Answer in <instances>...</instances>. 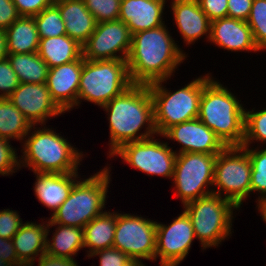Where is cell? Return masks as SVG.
<instances>
[{"instance_id":"cell-1","label":"cell","mask_w":266,"mask_h":266,"mask_svg":"<svg viewBox=\"0 0 266 266\" xmlns=\"http://www.w3.org/2000/svg\"><path fill=\"white\" fill-rule=\"evenodd\" d=\"M172 37L167 24L132 34L126 61L133 84L149 85L170 79L179 70L189 56Z\"/></svg>"},{"instance_id":"cell-2","label":"cell","mask_w":266,"mask_h":266,"mask_svg":"<svg viewBox=\"0 0 266 266\" xmlns=\"http://www.w3.org/2000/svg\"><path fill=\"white\" fill-rule=\"evenodd\" d=\"M101 108L106 112L109 123L107 158L126 143L158 135L148 85L133 84Z\"/></svg>"},{"instance_id":"cell-3","label":"cell","mask_w":266,"mask_h":266,"mask_svg":"<svg viewBox=\"0 0 266 266\" xmlns=\"http://www.w3.org/2000/svg\"><path fill=\"white\" fill-rule=\"evenodd\" d=\"M53 129L47 125L31 127L21 143L20 170L22 167L33 173H74L81 170L79 167L87 154Z\"/></svg>"},{"instance_id":"cell-4","label":"cell","mask_w":266,"mask_h":266,"mask_svg":"<svg viewBox=\"0 0 266 266\" xmlns=\"http://www.w3.org/2000/svg\"><path fill=\"white\" fill-rule=\"evenodd\" d=\"M227 85L221 84L212 73L203 75L200 98V119L226 146H242L244 139L245 106Z\"/></svg>"},{"instance_id":"cell-5","label":"cell","mask_w":266,"mask_h":266,"mask_svg":"<svg viewBox=\"0 0 266 266\" xmlns=\"http://www.w3.org/2000/svg\"><path fill=\"white\" fill-rule=\"evenodd\" d=\"M107 165L89 175L90 177L80 178L68 198L49 219L60 225L84 228L91 220L104 213L113 167L111 164Z\"/></svg>"},{"instance_id":"cell-6","label":"cell","mask_w":266,"mask_h":266,"mask_svg":"<svg viewBox=\"0 0 266 266\" xmlns=\"http://www.w3.org/2000/svg\"><path fill=\"white\" fill-rule=\"evenodd\" d=\"M168 80L171 78L148 85L153 100L154 125L160 138L168 128L198 117L203 92V75L175 91L164 86Z\"/></svg>"},{"instance_id":"cell-7","label":"cell","mask_w":266,"mask_h":266,"mask_svg":"<svg viewBox=\"0 0 266 266\" xmlns=\"http://www.w3.org/2000/svg\"><path fill=\"white\" fill-rule=\"evenodd\" d=\"M182 207L192 221L196 239L203 251L206 248L220 247L225 240L231 238L233 220L237 214L235 212H240L233 202L213 193Z\"/></svg>"},{"instance_id":"cell-8","label":"cell","mask_w":266,"mask_h":266,"mask_svg":"<svg viewBox=\"0 0 266 266\" xmlns=\"http://www.w3.org/2000/svg\"><path fill=\"white\" fill-rule=\"evenodd\" d=\"M132 85L126 60L84 59L79 81L77 109L81 106L82 100L101 108Z\"/></svg>"},{"instance_id":"cell-9","label":"cell","mask_w":266,"mask_h":266,"mask_svg":"<svg viewBox=\"0 0 266 266\" xmlns=\"http://www.w3.org/2000/svg\"><path fill=\"white\" fill-rule=\"evenodd\" d=\"M251 171L249 155L242 146L225 147L215 161L212 193L242 208L251 194Z\"/></svg>"},{"instance_id":"cell-10","label":"cell","mask_w":266,"mask_h":266,"mask_svg":"<svg viewBox=\"0 0 266 266\" xmlns=\"http://www.w3.org/2000/svg\"><path fill=\"white\" fill-rule=\"evenodd\" d=\"M217 154L180 153L176 155L172 178L174 197L182 205L212 194Z\"/></svg>"},{"instance_id":"cell-11","label":"cell","mask_w":266,"mask_h":266,"mask_svg":"<svg viewBox=\"0 0 266 266\" xmlns=\"http://www.w3.org/2000/svg\"><path fill=\"white\" fill-rule=\"evenodd\" d=\"M156 136L122 145L110 160L120 157L123 163L151 178L159 176L172 181L177 154L168 141H161Z\"/></svg>"},{"instance_id":"cell-12","label":"cell","mask_w":266,"mask_h":266,"mask_svg":"<svg viewBox=\"0 0 266 266\" xmlns=\"http://www.w3.org/2000/svg\"><path fill=\"white\" fill-rule=\"evenodd\" d=\"M156 222L137 213L118 210L113 247L130 259L155 262Z\"/></svg>"},{"instance_id":"cell-13","label":"cell","mask_w":266,"mask_h":266,"mask_svg":"<svg viewBox=\"0 0 266 266\" xmlns=\"http://www.w3.org/2000/svg\"><path fill=\"white\" fill-rule=\"evenodd\" d=\"M195 239L192 221L185 210L169 224L156 222L155 262L159 259L160 266H178Z\"/></svg>"},{"instance_id":"cell-14","label":"cell","mask_w":266,"mask_h":266,"mask_svg":"<svg viewBox=\"0 0 266 266\" xmlns=\"http://www.w3.org/2000/svg\"><path fill=\"white\" fill-rule=\"evenodd\" d=\"M132 34L120 20L97 23L94 32L82 46L83 58L95 60H127Z\"/></svg>"},{"instance_id":"cell-15","label":"cell","mask_w":266,"mask_h":266,"mask_svg":"<svg viewBox=\"0 0 266 266\" xmlns=\"http://www.w3.org/2000/svg\"><path fill=\"white\" fill-rule=\"evenodd\" d=\"M8 99L35 126L46 125L48 119L64 115L52 100L46 83H19Z\"/></svg>"},{"instance_id":"cell-16","label":"cell","mask_w":266,"mask_h":266,"mask_svg":"<svg viewBox=\"0 0 266 266\" xmlns=\"http://www.w3.org/2000/svg\"><path fill=\"white\" fill-rule=\"evenodd\" d=\"M165 140L177 142L174 150L180 153L219 154L226 146L200 119L196 118L168 128L162 135Z\"/></svg>"},{"instance_id":"cell-17","label":"cell","mask_w":266,"mask_h":266,"mask_svg":"<svg viewBox=\"0 0 266 266\" xmlns=\"http://www.w3.org/2000/svg\"><path fill=\"white\" fill-rule=\"evenodd\" d=\"M83 61L82 56L78 60L49 68L46 86L52 100L64 113L77 109Z\"/></svg>"},{"instance_id":"cell-18","label":"cell","mask_w":266,"mask_h":266,"mask_svg":"<svg viewBox=\"0 0 266 266\" xmlns=\"http://www.w3.org/2000/svg\"><path fill=\"white\" fill-rule=\"evenodd\" d=\"M169 7H171L173 24L177 26L180 38L184 41L183 45L192 46L200 38L204 39L203 36H206L207 42L209 41L211 21L202 11L197 0H171Z\"/></svg>"},{"instance_id":"cell-19","label":"cell","mask_w":266,"mask_h":266,"mask_svg":"<svg viewBox=\"0 0 266 266\" xmlns=\"http://www.w3.org/2000/svg\"><path fill=\"white\" fill-rule=\"evenodd\" d=\"M209 42L229 52H260L247 21L229 17L211 21Z\"/></svg>"},{"instance_id":"cell-20","label":"cell","mask_w":266,"mask_h":266,"mask_svg":"<svg viewBox=\"0 0 266 266\" xmlns=\"http://www.w3.org/2000/svg\"><path fill=\"white\" fill-rule=\"evenodd\" d=\"M168 0H121L119 20L131 34L158 28L165 24V5Z\"/></svg>"},{"instance_id":"cell-21","label":"cell","mask_w":266,"mask_h":266,"mask_svg":"<svg viewBox=\"0 0 266 266\" xmlns=\"http://www.w3.org/2000/svg\"><path fill=\"white\" fill-rule=\"evenodd\" d=\"M34 194L39 203L52 213L68 198L74 184L81 178L79 172L74 173H34Z\"/></svg>"},{"instance_id":"cell-22","label":"cell","mask_w":266,"mask_h":266,"mask_svg":"<svg viewBox=\"0 0 266 266\" xmlns=\"http://www.w3.org/2000/svg\"><path fill=\"white\" fill-rule=\"evenodd\" d=\"M65 24L66 35L84 45L94 32L97 22L84 0L53 1Z\"/></svg>"},{"instance_id":"cell-23","label":"cell","mask_w":266,"mask_h":266,"mask_svg":"<svg viewBox=\"0 0 266 266\" xmlns=\"http://www.w3.org/2000/svg\"><path fill=\"white\" fill-rule=\"evenodd\" d=\"M45 220V221H43ZM47 217L41 223L26 221L21 224L12 240L18 258L27 266L46 253Z\"/></svg>"},{"instance_id":"cell-24","label":"cell","mask_w":266,"mask_h":266,"mask_svg":"<svg viewBox=\"0 0 266 266\" xmlns=\"http://www.w3.org/2000/svg\"><path fill=\"white\" fill-rule=\"evenodd\" d=\"M52 227H55L53 231L51 230ZM50 230L52 232L51 239L48 237L51 235L49 234L51 233ZM81 249L84 250L83 228L64 226L47 219L46 253L74 259Z\"/></svg>"},{"instance_id":"cell-25","label":"cell","mask_w":266,"mask_h":266,"mask_svg":"<svg viewBox=\"0 0 266 266\" xmlns=\"http://www.w3.org/2000/svg\"><path fill=\"white\" fill-rule=\"evenodd\" d=\"M117 219V210H106L101 215L91 220L84 228L85 257H88L99 250L113 247ZM88 249V250H87Z\"/></svg>"},{"instance_id":"cell-26","label":"cell","mask_w":266,"mask_h":266,"mask_svg":"<svg viewBox=\"0 0 266 266\" xmlns=\"http://www.w3.org/2000/svg\"><path fill=\"white\" fill-rule=\"evenodd\" d=\"M38 55L49 68H54L78 60L83 56V48L68 35L40 38Z\"/></svg>"},{"instance_id":"cell-27","label":"cell","mask_w":266,"mask_h":266,"mask_svg":"<svg viewBox=\"0 0 266 266\" xmlns=\"http://www.w3.org/2000/svg\"><path fill=\"white\" fill-rule=\"evenodd\" d=\"M5 32L7 53L38 52L40 38L33 17L20 16Z\"/></svg>"},{"instance_id":"cell-28","label":"cell","mask_w":266,"mask_h":266,"mask_svg":"<svg viewBox=\"0 0 266 266\" xmlns=\"http://www.w3.org/2000/svg\"><path fill=\"white\" fill-rule=\"evenodd\" d=\"M7 58L20 83H46L49 66L37 52L27 54L8 53Z\"/></svg>"},{"instance_id":"cell-29","label":"cell","mask_w":266,"mask_h":266,"mask_svg":"<svg viewBox=\"0 0 266 266\" xmlns=\"http://www.w3.org/2000/svg\"><path fill=\"white\" fill-rule=\"evenodd\" d=\"M33 125L8 98H0V138L23 142Z\"/></svg>"},{"instance_id":"cell-30","label":"cell","mask_w":266,"mask_h":266,"mask_svg":"<svg viewBox=\"0 0 266 266\" xmlns=\"http://www.w3.org/2000/svg\"><path fill=\"white\" fill-rule=\"evenodd\" d=\"M248 153L251 164V195L257 192L255 202L266 199V147L242 146Z\"/></svg>"},{"instance_id":"cell-31","label":"cell","mask_w":266,"mask_h":266,"mask_svg":"<svg viewBox=\"0 0 266 266\" xmlns=\"http://www.w3.org/2000/svg\"><path fill=\"white\" fill-rule=\"evenodd\" d=\"M245 108L244 139L242 146L265 147L266 143V108L255 110ZM262 145H261V144Z\"/></svg>"},{"instance_id":"cell-32","label":"cell","mask_w":266,"mask_h":266,"mask_svg":"<svg viewBox=\"0 0 266 266\" xmlns=\"http://www.w3.org/2000/svg\"><path fill=\"white\" fill-rule=\"evenodd\" d=\"M33 18L36 23L39 38L66 35L64 21L59 9L54 4L45 8Z\"/></svg>"},{"instance_id":"cell-33","label":"cell","mask_w":266,"mask_h":266,"mask_svg":"<svg viewBox=\"0 0 266 266\" xmlns=\"http://www.w3.org/2000/svg\"><path fill=\"white\" fill-rule=\"evenodd\" d=\"M259 51H266V0H253L247 20Z\"/></svg>"},{"instance_id":"cell-34","label":"cell","mask_w":266,"mask_h":266,"mask_svg":"<svg viewBox=\"0 0 266 266\" xmlns=\"http://www.w3.org/2000/svg\"><path fill=\"white\" fill-rule=\"evenodd\" d=\"M97 23L119 20L121 0H84Z\"/></svg>"},{"instance_id":"cell-35","label":"cell","mask_w":266,"mask_h":266,"mask_svg":"<svg viewBox=\"0 0 266 266\" xmlns=\"http://www.w3.org/2000/svg\"><path fill=\"white\" fill-rule=\"evenodd\" d=\"M12 142L0 138V175L11 176L19 169V156L16 147L14 148Z\"/></svg>"},{"instance_id":"cell-36","label":"cell","mask_w":266,"mask_h":266,"mask_svg":"<svg viewBox=\"0 0 266 266\" xmlns=\"http://www.w3.org/2000/svg\"><path fill=\"white\" fill-rule=\"evenodd\" d=\"M19 80L8 58L0 61V98H8L19 86Z\"/></svg>"},{"instance_id":"cell-37","label":"cell","mask_w":266,"mask_h":266,"mask_svg":"<svg viewBox=\"0 0 266 266\" xmlns=\"http://www.w3.org/2000/svg\"><path fill=\"white\" fill-rule=\"evenodd\" d=\"M20 212L15 210L3 209L0 210V237L4 239H12L18 232L23 223Z\"/></svg>"},{"instance_id":"cell-38","label":"cell","mask_w":266,"mask_h":266,"mask_svg":"<svg viewBox=\"0 0 266 266\" xmlns=\"http://www.w3.org/2000/svg\"><path fill=\"white\" fill-rule=\"evenodd\" d=\"M92 257H96V259L99 257V266H122L130 259L125 253L114 247L96 251L88 259Z\"/></svg>"},{"instance_id":"cell-39","label":"cell","mask_w":266,"mask_h":266,"mask_svg":"<svg viewBox=\"0 0 266 266\" xmlns=\"http://www.w3.org/2000/svg\"><path fill=\"white\" fill-rule=\"evenodd\" d=\"M210 21L228 16V0H197Z\"/></svg>"},{"instance_id":"cell-40","label":"cell","mask_w":266,"mask_h":266,"mask_svg":"<svg viewBox=\"0 0 266 266\" xmlns=\"http://www.w3.org/2000/svg\"><path fill=\"white\" fill-rule=\"evenodd\" d=\"M20 16L34 17L51 6L53 0H12Z\"/></svg>"},{"instance_id":"cell-41","label":"cell","mask_w":266,"mask_h":266,"mask_svg":"<svg viewBox=\"0 0 266 266\" xmlns=\"http://www.w3.org/2000/svg\"><path fill=\"white\" fill-rule=\"evenodd\" d=\"M0 266H26L18 258L12 239L0 237Z\"/></svg>"},{"instance_id":"cell-42","label":"cell","mask_w":266,"mask_h":266,"mask_svg":"<svg viewBox=\"0 0 266 266\" xmlns=\"http://www.w3.org/2000/svg\"><path fill=\"white\" fill-rule=\"evenodd\" d=\"M253 0H228L229 18L247 21L251 12Z\"/></svg>"},{"instance_id":"cell-43","label":"cell","mask_w":266,"mask_h":266,"mask_svg":"<svg viewBox=\"0 0 266 266\" xmlns=\"http://www.w3.org/2000/svg\"><path fill=\"white\" fill-rule=\"evenodd\" d=\"M20 17L12 0H0V29L6 30Z\"/></svg>"},{"instance_id":"cell-44","label":"cell","mask_w":266,"mask_h":266,"mask_svg":"<svg viewBox=\"0 0 266 266\" xmlns=\"http://www.w3.org/2000/svg\"><path fill=\"white\" fill-rule=\"evenodd\" d=\"M38 261V266H79L77 261L72 258H64L53 256L48 253H44L37 260L29 263L27 266L36 265L35 262Z\"/></svg>"},{"instance_id":"cell-45","label":"cell","mask_w":266,"mask_h":266,"mask_svg":"<svg viewBox=\"0 0 266 266\" xmlns=\"http://www.w3.org/2000/svg\"><path fill=\"white\" fill-rule=\"evenodd\" d=\"M6 32L0 29V61L7 58Z\"/></svg>"},{"instance_id":"cell-46","label":"cell","mask_w":266,"mask_h":266,"mask_svg":"<svg viewBox=\"0 0 266 266\" xmlns=\"http://www.w3.org/2000/svg\"><path fill=\"white\" fill-rule=\"evenodd\" d=\"M263 222L266 224V199L256 203V208Z\"/></svg>"},{"instance_id":"cell-47","label":"cell","mask_w":266,"mask_h":266,"mask_svg":"<svg viewBox=\"0 0 266 266\" xmlns=\"http://www.w3.org/2000/svg\"><path fill=\"white\" fill-rule=\"evenodd\" d=\"M122 266H146L145 263L139 261V260H135V259H129L125 264H123Z\"/></svg>"}]
</instances>
